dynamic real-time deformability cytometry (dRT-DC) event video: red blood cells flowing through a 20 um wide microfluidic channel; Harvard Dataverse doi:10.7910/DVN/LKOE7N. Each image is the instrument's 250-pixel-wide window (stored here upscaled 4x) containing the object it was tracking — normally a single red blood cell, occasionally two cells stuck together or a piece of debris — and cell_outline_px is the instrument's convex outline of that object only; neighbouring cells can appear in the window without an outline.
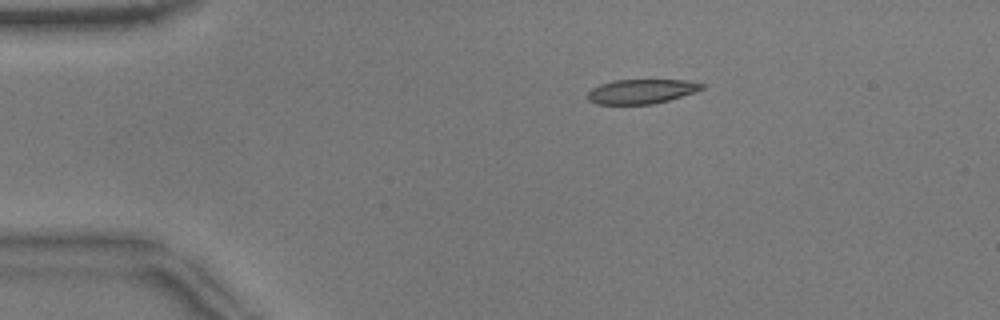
{"species": "common noctule bat (a hibernating species)", "species_latin": "Nyctalus noctula", "temperature_condition": "warm", "stored_images_in_passage": 30, "camera_frame_rate_fps": 3000, "um_per_image_px": 0.085, "animal": {"sex": "male", "body_mass_g": 17.9}, "frame": {"image": 1, "passage_image": 1, "time_ms": 0.0, "image_size_px": [1000, 320], "cell_outline_px": [[704, 88], [668, 100], [652, 104], [596, 104], [588, 100], [588, 92], [592, 88], [600, 84], [612, 80], [684, 80], [704, 84]], "centroid_in_image_um": [54.46, 7.77], "position_along_channel_um": 30.5, "area_um2": 16.07}}
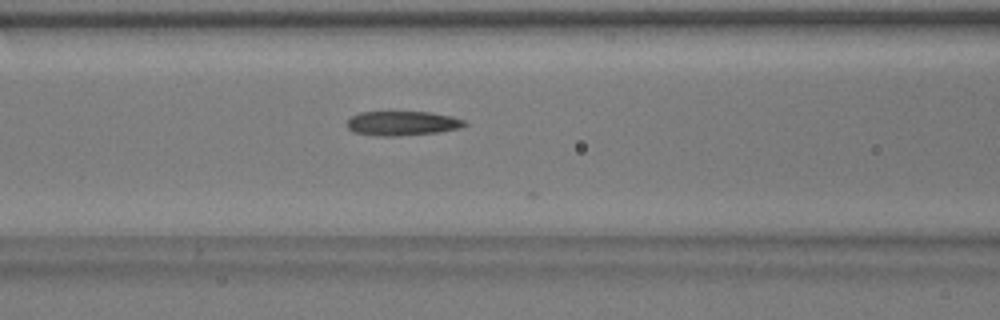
{"frame": {"image": 2, "passage_image": 13, "time_ms": 4.0, "image_size_px": [1000, 320], "cell_outline_px": [[468, 124], [460, 128], [436, 132], [396, 136], [376, 136], [352, 132], [348, 128], [348, 120], [352, 116], [360, 112], [388, 108], [432, 112], [452, 116], [464, 120]], "centroid_in_image_um": [34.15, 10.42], "position_along_channel_um": 132.4, "area_um2": 17.74}}
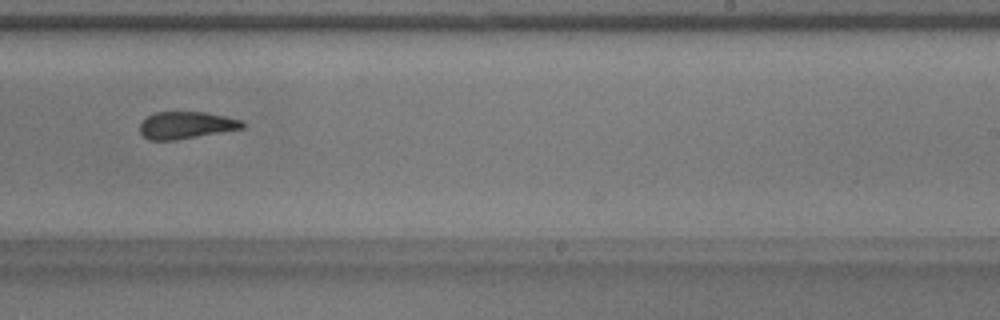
{"frame": {"image": 3, "passage_image": 24, "time_ms": 7.667, "image_size_px": [1000, 320], "cell_outline_px": [[248, 124], [244, 128], [176, 140], [148, 140], [140, 132], [140, 124], [148, 116], [156, 112], [204, 112], [244, 120]], "centroid_in_image_um": [15.87, 10.64], "position_along_channel_um": 273.1, "area_um2": 16.24}}